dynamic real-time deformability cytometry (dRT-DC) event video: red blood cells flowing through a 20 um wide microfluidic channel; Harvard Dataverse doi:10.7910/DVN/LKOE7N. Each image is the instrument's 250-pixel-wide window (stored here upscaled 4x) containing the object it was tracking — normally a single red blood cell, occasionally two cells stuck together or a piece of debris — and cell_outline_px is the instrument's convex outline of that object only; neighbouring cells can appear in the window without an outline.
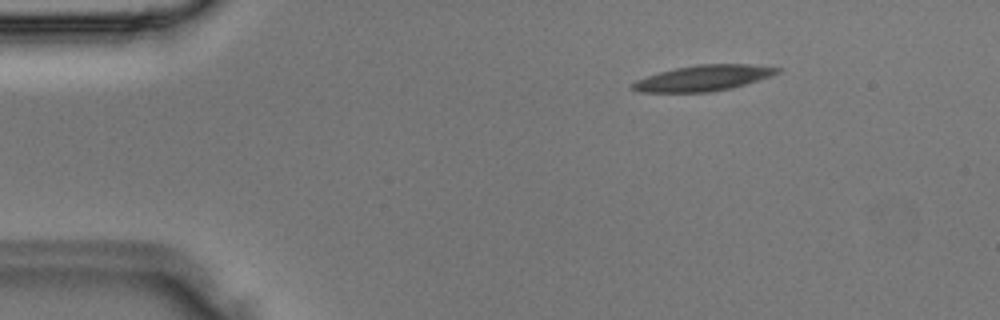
{"species": "Egyptian fruit bat (a non-hibernating species)", "species_latin": "Rousettus aegyptiacus", "temperature_condition": "room temperature", "stored_images_in_passage": 3, "camera_frame_rate_fps": 3000, "um_per_image_px": 0.085, "animal": {"sex": "male"}, "frame": {"image": 1, "passage_image": 2, "time_ms": 0.333, "image_size_px": [1000, 320], "cell_outline_px": [[784, 68], [780, 72], [772, 76], [760, 80], [732, 88], [712, 92], [640, 92], [628, 88], [628, 84], [636, 80], [660, 72], [676, 68], [696, 64], [748, 64]], "centroid_in_image_um": [59.79, 6.64], "position_along_channel_um": 25.2, "area_um2": 21.96}}